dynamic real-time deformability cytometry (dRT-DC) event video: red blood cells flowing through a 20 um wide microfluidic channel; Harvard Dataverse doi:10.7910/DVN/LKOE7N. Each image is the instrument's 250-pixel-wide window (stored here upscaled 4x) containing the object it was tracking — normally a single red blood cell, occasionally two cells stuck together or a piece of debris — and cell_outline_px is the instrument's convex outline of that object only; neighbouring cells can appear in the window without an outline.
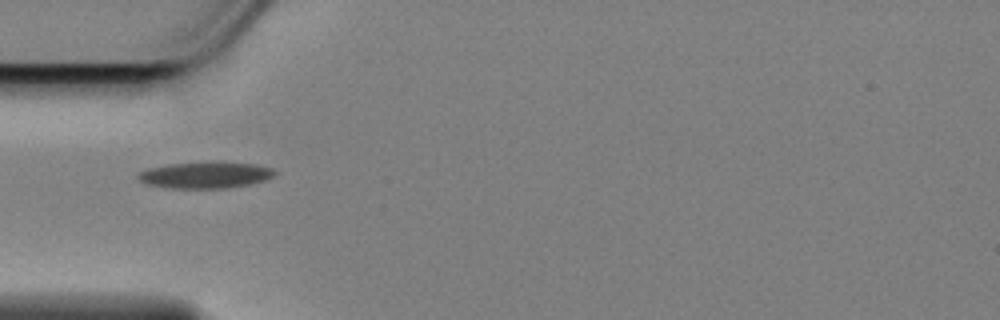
{"species": "Egyptian fruit bat (a non-hibernating species)", "species_latin": "Rousettus aegyptiacus", "temperature_condition": "cold", "stored_images_in_passage": 38, "camera_frame_rate_fps": 3000, "um_per_image_px": 0.085, "animal": {"sex": "female"}, "frame": {"image": 1, "passage_image": 1, "time_ms": 0.0, "image_size_px": [1000, 320], "cell_outline_px": [[276, 172], [268, 180], [228, 188], [168, 188], [148, 184], [140, 180], [136, 176], [140, 172], [148, 168], [168, 164], [220, 160], [256, 164], [272, 168]], "centroid_in_image_um": [17.49, 14.85], "position_along_channel_um": 67.5, "area_um2": 21.44}}
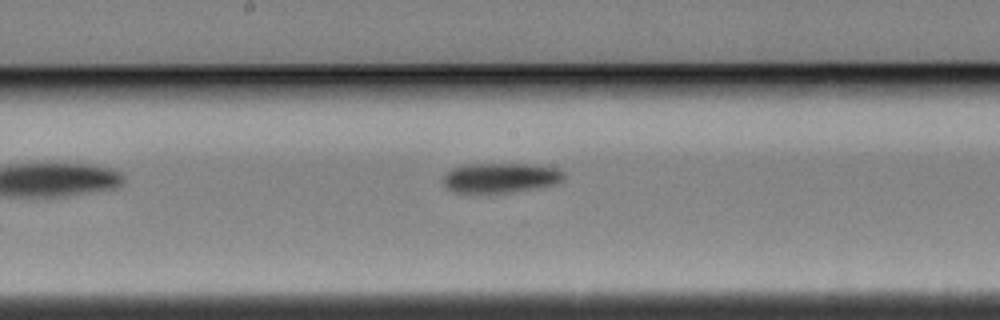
{"frame": {"image": 2, "passage_image": 13, "time_ms": 4.0, "image_size_px": [1000, 320], "cell_outline_px": [[564, 176], [560, 180], [552, 184], [532, 188], [508, 192], [452, 192], [444, 184], [444, 172], [452, 168], [464, 164], [528, 164], [556, 168]], "centroid_in_image_um": [42.44, 15.09], "position_along_channel_um": 205.8, "area_um2": 20.46}}
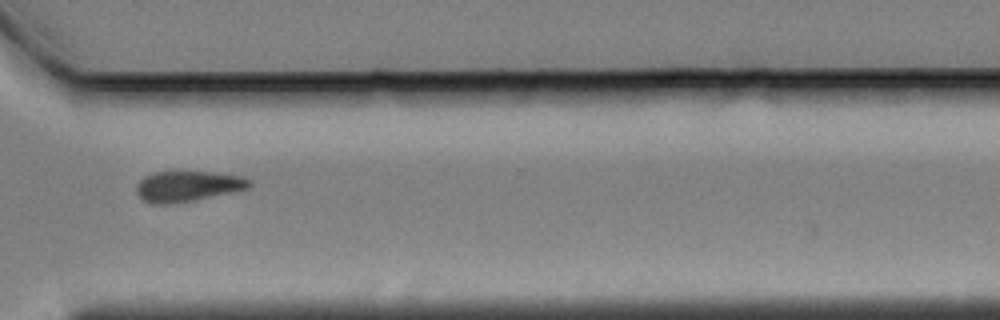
{"frame": {"image": 3, "passage_image": 26, "time_ms": 8.333, "image_size_px": [1000, 320], "cell_outline_px": [[252, 184], [248, 188], [192, 200], [168, 204], [152, 204], [144, 200], [136, 192], [136, 184], [144, 176], [156, 172], [212, 172], [240, 176], [252, 180]], "centroid_in_image_um": [15.92, 15.82], "position_along_channel_um": 354.7, "area_um2": 19.77}, "authors_computed_cell_mechanics": {"area_um2": 20.1433, "velocity_mm_per_s": 3.4413, "shape_relaxation_time_tau1_ms": 5.9458, "shape_relaxation_time_tau2_ms": 8.7329, "deformation_change_tau1": 0.1541, "deformation_change_tau2": 0.159}}